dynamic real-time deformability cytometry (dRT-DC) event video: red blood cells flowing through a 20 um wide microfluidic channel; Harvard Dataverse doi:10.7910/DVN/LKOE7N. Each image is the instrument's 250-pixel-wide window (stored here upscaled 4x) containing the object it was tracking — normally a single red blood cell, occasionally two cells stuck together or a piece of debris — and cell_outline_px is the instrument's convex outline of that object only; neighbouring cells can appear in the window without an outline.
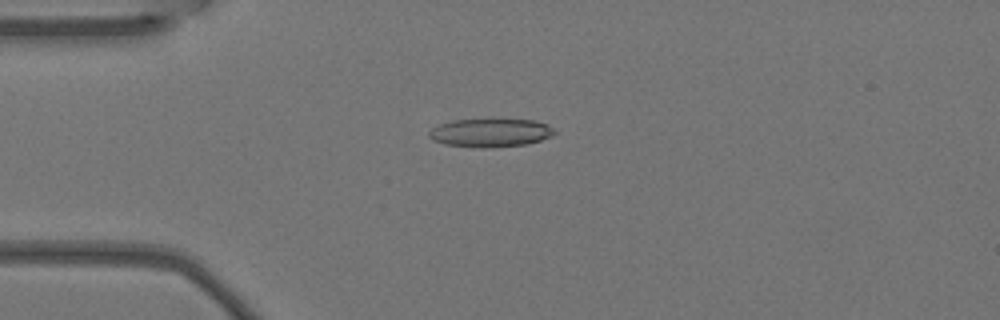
{"species": "Egyptian fruit bat (a non-hibernating species)", "species_latin": "Rousettus aegyptiacus", "temperature_condition": "warm", "stored_images_in_passage": 3, "camera_frame_rate_fps": 3000, "um_per_image_px": 0.085, "animal": {"sex": "female"}, "frame": {"image": 1, "passage_image": 3, "time_ms": 0.667, "image_size_px": [1000, 320], "cell_outline_px": [[556, 132], [552, 136], [540, 140], [524, 144], [484, 148], [480, 148], [444, 144], [428, 136], [428, 132], [432, 128], [440, 124], [452, 120], [488, 116], [536, 120], [548, 124]], "centroid_in_image_um": [41.7, 11.22], "position_along_channel_um": 43.3, "area_um2": 21.68}}